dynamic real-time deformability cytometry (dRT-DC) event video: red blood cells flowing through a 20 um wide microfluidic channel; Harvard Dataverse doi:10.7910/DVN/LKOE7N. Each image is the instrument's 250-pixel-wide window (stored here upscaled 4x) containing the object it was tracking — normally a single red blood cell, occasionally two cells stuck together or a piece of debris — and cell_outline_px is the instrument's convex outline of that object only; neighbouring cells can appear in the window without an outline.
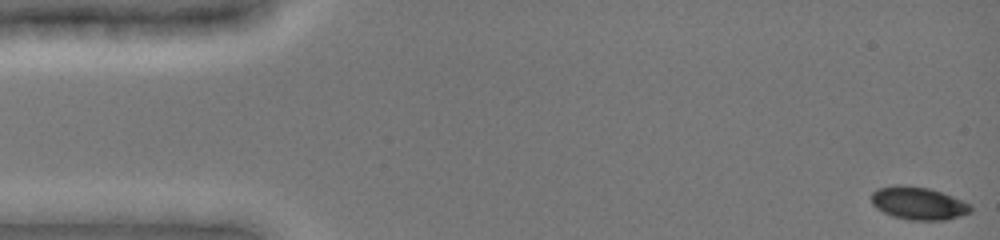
{"species": "common noctule bat (a hibernating species)", "species_latin": "Nyctalus noctula", "temperature_condition": "cold", "stored_images_in_passage": 47, "camera_frame_rate_fps": 3000, "um_per_image_px": 0.085, "animal": {"sex": "female", "body_mass_g": 19.0, "forearm_length_mm": 51.5}, "frame": {"image": 1, "passage_image": 1, "time_ms": 0.0, "image_size_px": [1000, 240], "cell_outline_px": [[972, 212], [960, 216], [944, 220], [908, 220], [892, 216], [876, 208], [872, 204], [872, 192], [876, 188], [896, 184], [900, 184], [928, 188], [952, 196], [972, 204]], "centroid_in_image_um": [78.06, 17.27], "position_along_channel_um": 6.9, "area_um2": 19.13}}
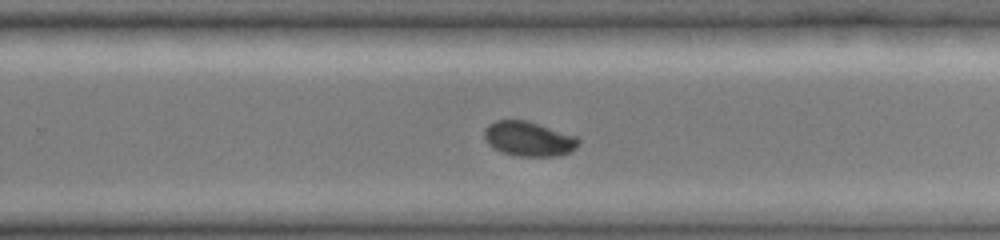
{"frame": {"image": 2, "passage_image": 32, "time_ms": 10.333, "image_size_px": [1000, 240], "cell_outline_px": [[580, 140], [576, 148], [572, 152], [556, 156], [516, 156], [504, 152], [488, 144], [484, 136], [484, 128], [488, 124], [496, 120], [528, 120], [576, 136]], "centroid_in_image_um": [44.95, 11.79], "position_along_channel_um": 284.8, "area_um2": 19.07}}
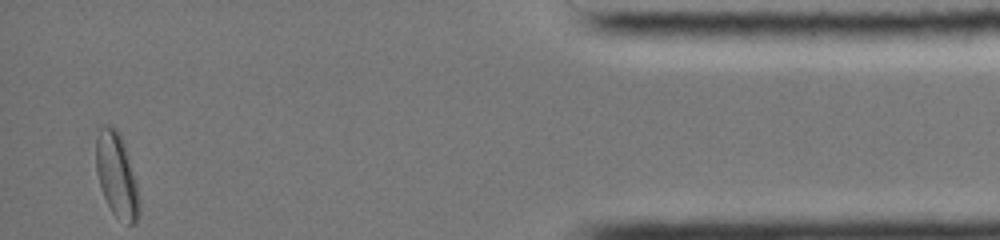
{"frame": {"image": 3, "passage_image": 47, "time_ms": 15.333, "image_size_px": [1000, 240], "cell_outline_px": [[140, 212], [136, 220], [132, 224], [128, 224], [116, 216], [112, 212], [104, 196], [96, 172], [96, 140], [100, 128], [104, 124], [112, 124], [116, 128], [124, 144], [136, 184], [140, 204]], "centroid_in_image_um": [9.9, 14.87], "position_along_channel_um": 425.3, "area_um2": 20.81}, "authors_computed_cell_mechanics": {"area_um2": 19.5364, "velocity_mm_per_s": 3.9138, "shape_relaxation_time_tau1_ms": 2.3529, "shape_relaxation_time_tau2_ms": null, "deformation_change_tau1": 0.0747, "deformation_change_tau2": null}}